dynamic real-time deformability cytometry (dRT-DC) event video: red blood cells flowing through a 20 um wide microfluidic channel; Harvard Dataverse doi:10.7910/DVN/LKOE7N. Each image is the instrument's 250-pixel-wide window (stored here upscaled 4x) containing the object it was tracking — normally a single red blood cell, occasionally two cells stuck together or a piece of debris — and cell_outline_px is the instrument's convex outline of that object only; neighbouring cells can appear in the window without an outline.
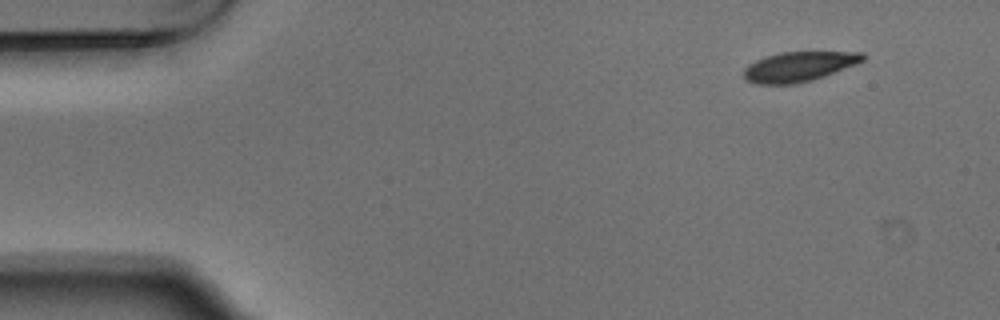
{"species": "Egyptian fruit bat (a non-hibernating species)", "species_latin": "Rousettus aegyptiacus", "temperature_condition": "warm", "stored_images_in_passage": 4, "camera_frame_rate_fps": 3000, "um_per_image_px": 0.085, "animal": {"sex": "male"}, "frame": {"image": 1, "passage_image": 1, "time_ms": 0.0, "image_size_px": [1000, 320], "cell_outline_px": [[864, 60], [856, 64], [824, 76], [812, 80], [792, 84], [756, 84], [748, 80], [744, 76], [744, 68], [748, 64], [756, 60], [780, 52], [864, 52]], "centroid_in_image_um": [67.9, 5.66], "position_along_channel_um": 17.1, "area_um2": 20.46}}
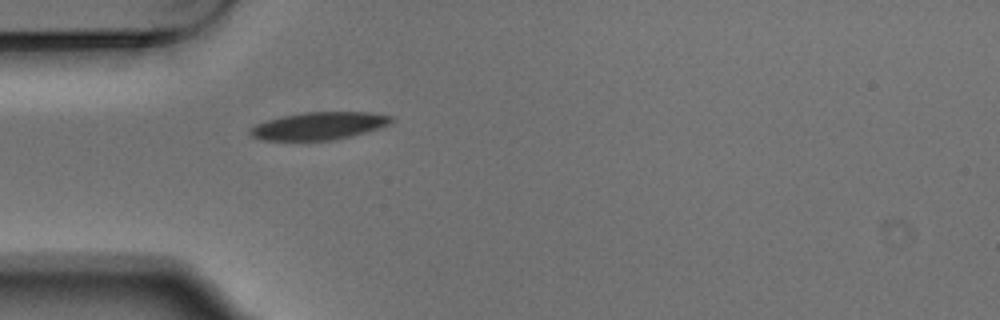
{"frame": {"image": 2, "passage_image": 4, "time_ms": 1.0, "image_size_px": [1000, 320], "cell_outline_px": [[392, 120], [388, 124], [352, 136], [332, 140], [260, 140], [252, 136], [248, 132], [256, 124], [280, 116], [304, 112], [368, 112], [392, 116]], "centroid_in_image_um": [27.06, 10.7], "position_along_channel_um": 57.9, "area_um2": 22.43}}